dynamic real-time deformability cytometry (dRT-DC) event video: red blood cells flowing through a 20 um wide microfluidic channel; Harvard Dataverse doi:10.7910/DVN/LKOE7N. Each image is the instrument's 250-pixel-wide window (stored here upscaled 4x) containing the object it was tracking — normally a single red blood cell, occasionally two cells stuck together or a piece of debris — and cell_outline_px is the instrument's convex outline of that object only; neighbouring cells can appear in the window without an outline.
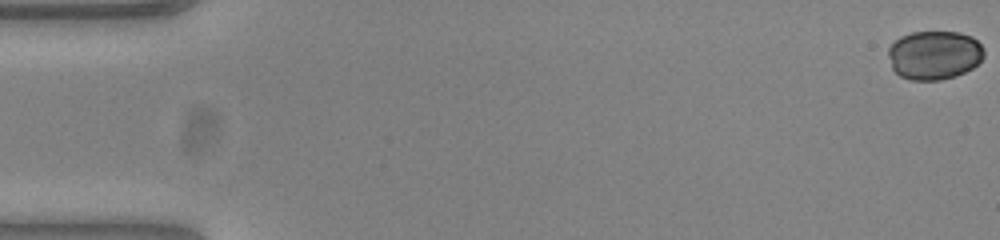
{"species": "common noctule bat (a hibernating species)", "species_latin": "Nyctalus noctula", "temperature_condition": "warm", "stored_images_in_passage": 54, "camera_frame_rate_fps": 3000, "um_per_image_px": 0.085, "animal": {"sex": "female", "body_mass_g": 23.0, "forearm_length_mm": 53.4}, "frame": {"image": 1, "passage_image": 1, "time_ms": 0.0, "image_size_px": [1000, 240], "cell_outline_px": [[984, 56], [972, 68], [956, 76], [940, 80], [912, 80], [900, 76], [892, 68], [888, 56], [888, 48], [900, 36], [912, 32], [960, 32], [972, 36], [984, 48]], "centroid_in_image_um": [79.41, 4.68], "position_along_channel_um": 5.6, "area_um2": 27.34}}
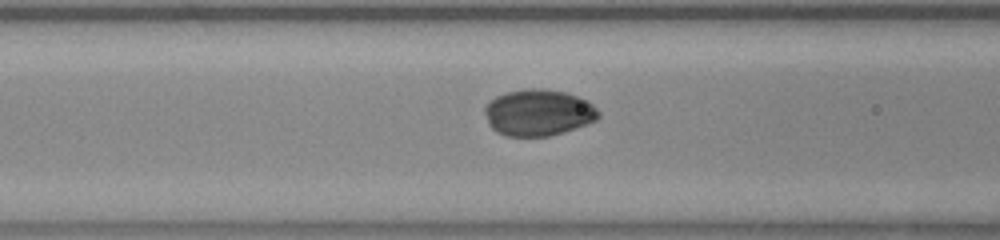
{"frame": {"image": 2, "passage_image": 22, "time_ms": 7.0, "image_size_px": [1000, 240], "cell_outline_px": [[600, 116], [596, 120], [564, 132], [548, 136], [504, 136], [496, 132], [492, 128], [484, 112], [484, 108], [496, 96], [508, 92], [524, 88], [544, 88], [564, 92], [580, 96], [588, 100], [600, 112]], "centroid_in_image_um": [45.78, 9.56], "position_along_channel_um": 120.8, "area_um2": 30.87}}
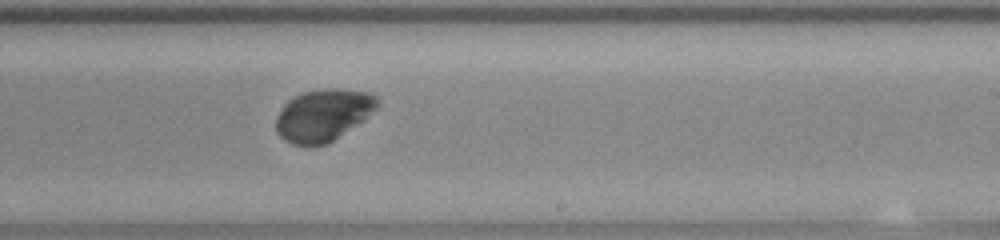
{"frame": {"image": 3, "passage_image": 33, "time_ms": 10.667, "image_size_px": [1000, 240], "cell_outline_px": [[380, 104], [364, 120], [328, 144], [312, 148], [292, 144], [284, 140], [276, 132], [276, 116], [284, 104], [292, 96], [304, 92], [324, 88], [340, 88], [372, 92], [380, 100]], "centroid_in_image_um": [27.48, 9.8], "position_along_channel_um": 261.5, "area_um2": 31.5}}